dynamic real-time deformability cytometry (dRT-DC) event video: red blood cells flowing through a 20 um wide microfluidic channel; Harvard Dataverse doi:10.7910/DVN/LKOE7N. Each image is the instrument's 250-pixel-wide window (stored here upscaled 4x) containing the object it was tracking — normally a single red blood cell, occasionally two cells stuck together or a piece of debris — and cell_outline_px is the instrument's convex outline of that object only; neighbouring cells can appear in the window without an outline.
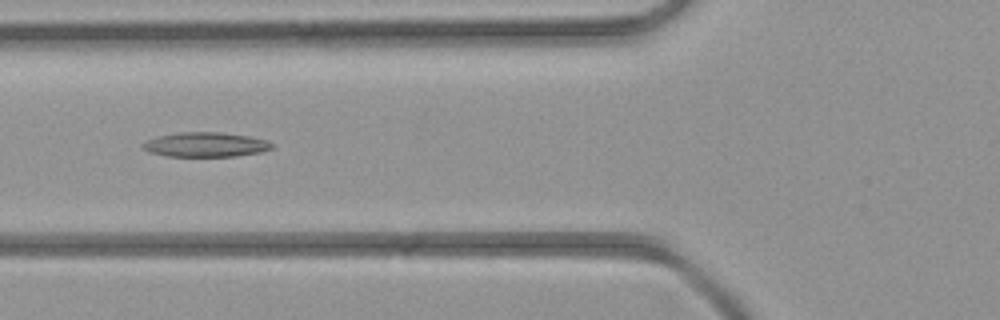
{"species": "common noctule bat (a hibernating species)", "species_latin": "Nyctalus noctula", "temperature_condition": "room temperature", "stored_images_in_passage": 4, "camera_frame_rate_fps": 3000, "um_per_image_px": 0.085, "animal": {"sex": "female", "body_mass_g": 21.9}, "frame": {"image": 1, "passage_image": 4, "time_ms": 4.333, "image_size_px": [1000, 320], "cell_outline_px": [[276, 144], [272, 148], [260, 152], [236, 156], [168, 156], [148, 152], [140, 148], [140, 144], [156, 136], [180, 132], [220, 132], [252, 136], [268, 140]], "centroid_in_image_um": [17.48, 12.28], "position_along_channel_um": 108.3, "area_um2": 18.79}}